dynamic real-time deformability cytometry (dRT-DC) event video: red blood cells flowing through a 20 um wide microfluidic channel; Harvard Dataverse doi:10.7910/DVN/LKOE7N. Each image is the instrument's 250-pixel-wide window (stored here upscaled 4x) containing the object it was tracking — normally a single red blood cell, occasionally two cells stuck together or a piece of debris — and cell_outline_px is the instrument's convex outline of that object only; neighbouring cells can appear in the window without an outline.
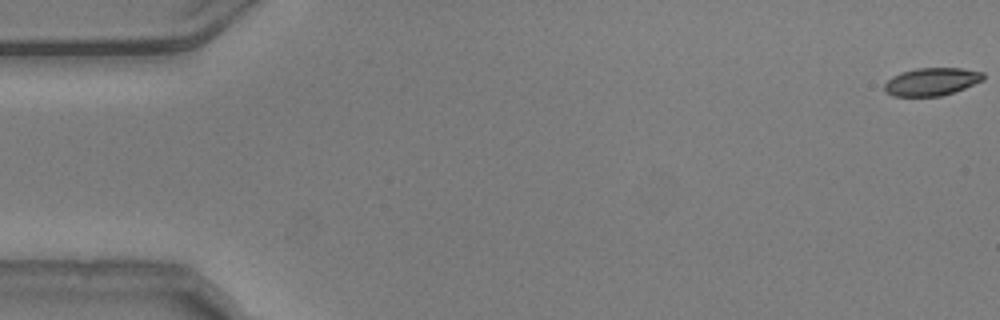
{"species": "common noctule bat (a hibernating species)", "species_latin": "Nyctalus noctula", "temperature_condition": "warm", "stored_images_in_passage": 10, "camera_frame_rate_fps": 3000, "um_per_image_px": 0.085, "animal": {"sex": "male", "body_mass_g": 20.5, "forearm_length_mm": 52.5}, "frame": {"image": 1, "passage_image": 1, "time_ms": 0.0, "image_size_px": [1000, 320], "cell_outline_px": [[984, 80], [964, 88], [940, 96], [892, 96], [884, 92], [884, 84], [892, 76], [900, 72], [916, 68], [960, 68], [984, 72]], "centroid_in_image_um": [79.16, 6.94], "position_along_channel_um": 5.8, "area_um2": 16.07}}